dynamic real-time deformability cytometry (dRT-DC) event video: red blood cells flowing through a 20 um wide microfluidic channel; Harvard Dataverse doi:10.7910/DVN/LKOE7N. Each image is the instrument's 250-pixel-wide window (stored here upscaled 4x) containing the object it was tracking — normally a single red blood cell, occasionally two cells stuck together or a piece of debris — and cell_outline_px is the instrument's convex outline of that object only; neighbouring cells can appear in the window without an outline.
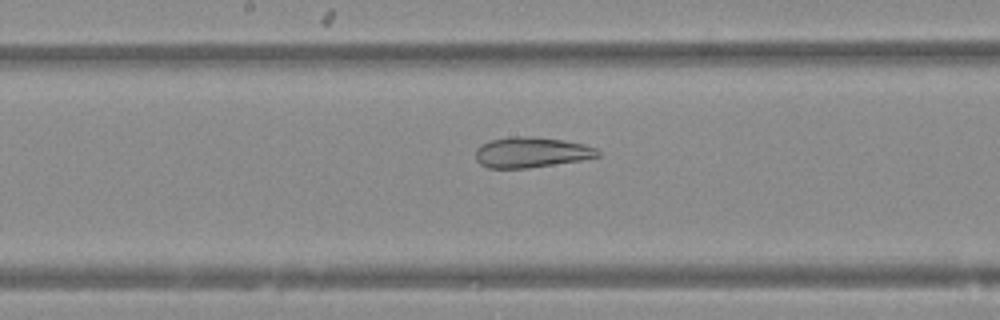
{"species": "Egyptian fruit bat (a non-hibernating species)", "species_latin": "Rousettus aegyptiacus", "temperature_condition": "warm", "stored_images_in_passage": 51, "camera_frame_rate_fps": 3000, "um_per_image_px": 0.085, "animal": {"sex": "female"}, "frame": {"image": 1, "passage_image": 27, "time_ms": 8.667, "image_size_px": [1000, 320], "cell_outline_px": [[600, 156], [580, 160], [528, 168], [488, 168], [480, 164], [476, 160], [476, 148], [480, 144], [492, 140], [508, 136], [532, 136], [564, 140], [584, 144], [596, 148], [600, 152]], "centroid_in_image_um": [45.14, 12.94], "position_along_channel_um": 203.1, "area_um2": 21.79}}
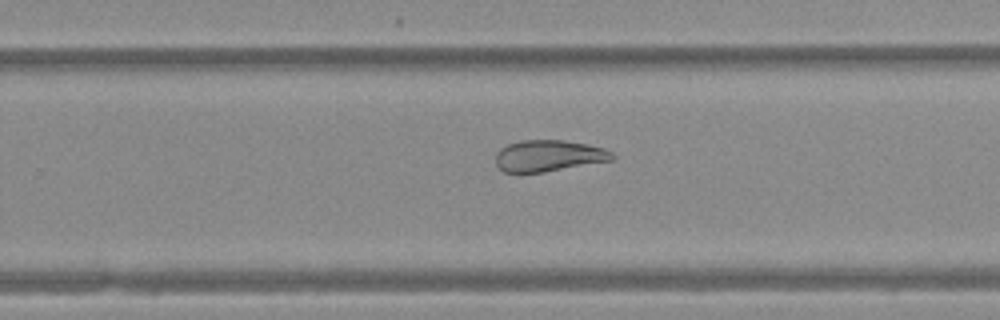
{"frame": {"image": 2, "passage_image": 33, "time_ms": 10.667, "image_size_px": [1000, 320], "cell_outline_px": [[616, 160], [544, 172], [504, 172], [496, 164], [496, 152], [500, 148], [508, 144], [520, 140], [564, 140], [588, 144], [604, 148], [612, 152], [616, 156]], "centroid_in_image_um": [46.68, 13.23], "position_along_channel_um": 283.1, "area_um2": 21.56}}
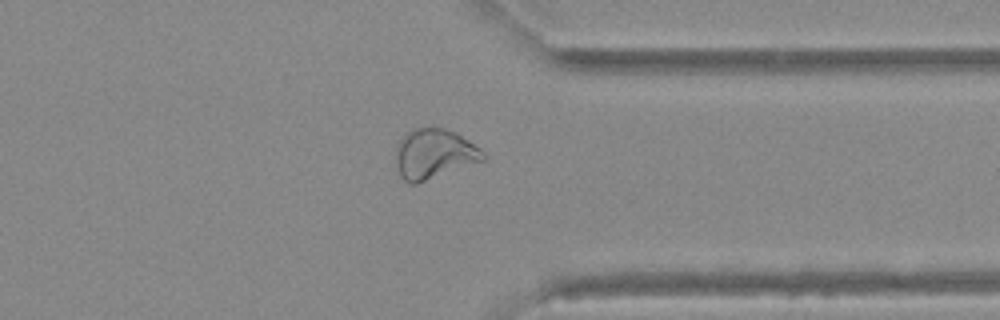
{"frame": {"image": 3, "passage_image": 40, "time_ms": 13.0, "image_size_px": [1000, 320], "cell_outline_px": [[488, 156], [484, 160], [416, 184], [408, 184], [400, 176], [396, 164], [396, 148], [400, 140], [412, 128], [444, 128], [456, 132], [480, 148]], "centroid_in_image_um": [36.9, 13.09], "position_along_channel_um": 374.5, "area_um2": 25.32}}